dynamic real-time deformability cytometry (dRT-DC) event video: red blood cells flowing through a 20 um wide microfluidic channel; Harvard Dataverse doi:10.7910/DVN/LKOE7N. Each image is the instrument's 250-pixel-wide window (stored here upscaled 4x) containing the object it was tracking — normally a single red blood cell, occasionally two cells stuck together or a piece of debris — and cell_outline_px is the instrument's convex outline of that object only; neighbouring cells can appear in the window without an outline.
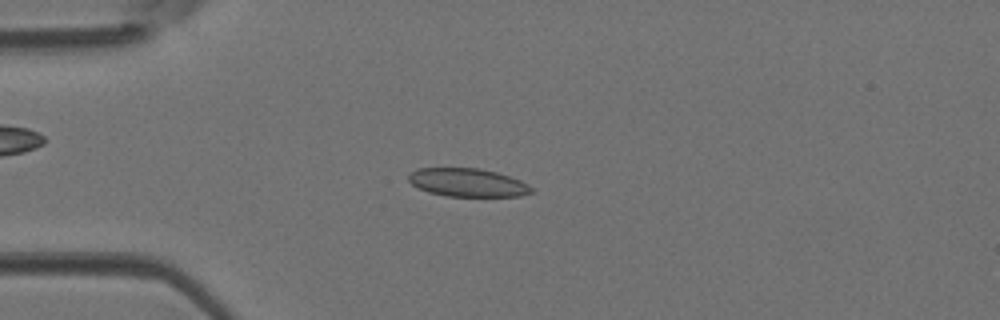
{"species": "Egyptian fruit bat (a non-hibernating species)", "species_latin": "Rousettus aegyptiacus", "temperature_condition": "room temperature", "stored_images_in_passage": 44, "camera_frame_rate_fps": 3000, "um_per_image_px": 0.085, "animal": {"sex": "female"}, "frame": {"image": 1, "passage_image": 11, "time_ms": 3.333, "image_size_px": [1000, 320], "cell_outline_px": [[536, 192], [520, 196], [444, 196], [428, 192], [412, 184], [408, 180], [408, 172], [420, 168], [480, 168], [496, 172], [520, 180], [528, 184]], "centroid_in_image_um": [39.75, 15.52], "position_along_channel_um": 45.3, "area_um2": 20.35}}
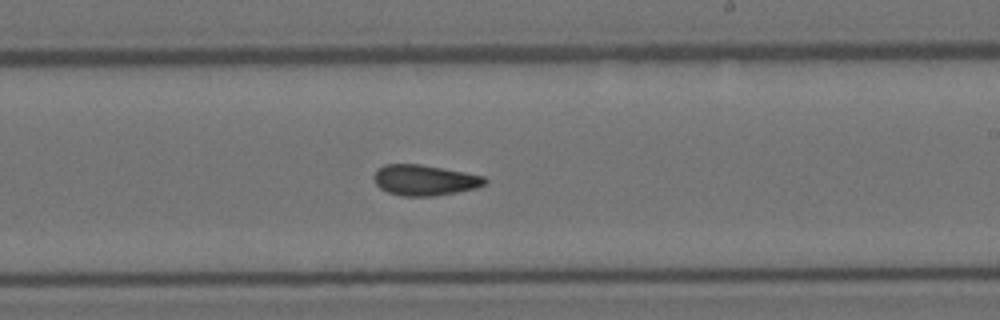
{"frame": {"image": 2, "passage_image": 26, "time_ms": 8.333, "image_size_px": [1000, 320], "cell_outline_px": [[488, 184], [476, 188], [456, 192], [432, 196], [400, 196], [388, 192], [380, 188], [376, 184], [372, 176], [376, 168], [384, 164], [420, 164], [464, 172], [484, 176], [488, 180]], "centroid_in_image_um": [36.07, 15.31], "position_along_channel_um": 252.9, "area_um2": 20.0}}
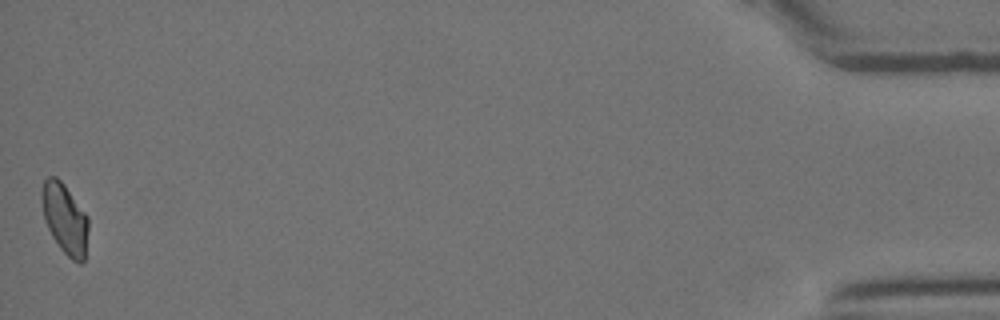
{"frame": {"image": 3, "passage_image": 44, "time_ms": 14.333, "image_size_px": [1000, 320], "cell_outline_px": [[88, 228], [84, 260], [80, 264], [72, 260], [60, 248], [52, 236], [48, 228], [44, 216], [40, 200], [40, 192], [44, 180], [48, 176], [56, 176], [64, 184], [88, 216]], "centroid_in_image_um": [5.5, 18.56], "position_along_channel_um": 429.7, "area_um2": 19.13}}